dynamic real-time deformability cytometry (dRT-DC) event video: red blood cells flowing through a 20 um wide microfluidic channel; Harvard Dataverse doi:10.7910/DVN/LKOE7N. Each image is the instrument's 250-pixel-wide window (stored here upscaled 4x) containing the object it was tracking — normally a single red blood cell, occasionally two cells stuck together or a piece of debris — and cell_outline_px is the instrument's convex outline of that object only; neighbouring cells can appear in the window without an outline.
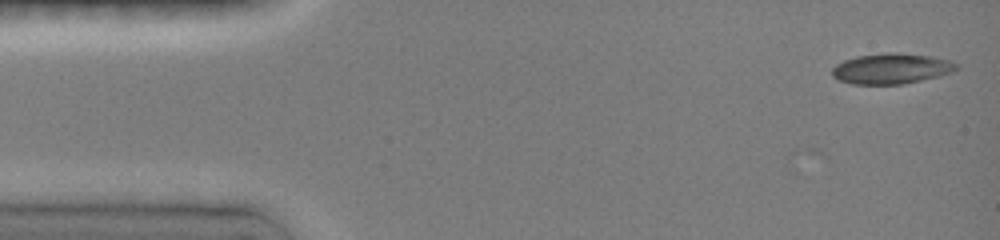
{"species": "common noctule bat (a hibernating species)", "species_latin": "Nyctalus noctula", "temperature_condition": "room temperature", "stored_images_in_passage": 8, "camera_frame_rate_fps": 3000, "um_per_image_px": 0.085, "animal": {"sex": "female", "body_mass_g": 19.0, "forearm_length_mm": 51.5}, "frame": {"image": 1, "passage_image": 1, "time_ms": 0.0, "image_size_px": [1000, 240], "cell_outline_px": [[960, 68], [952, 72], [940, 76], [900, 84], [852, 84], [836, 80], [832, 76], [832, 68], [836, 64], [844, 60], [856, 56], [888, 52], [900, 52], [932, 56], [948, 60], [960, 64]], "centroid_in_image_um": [75.77, 5.82], "position_along_channel_um": 9.2, "area_um2": 22.37}}